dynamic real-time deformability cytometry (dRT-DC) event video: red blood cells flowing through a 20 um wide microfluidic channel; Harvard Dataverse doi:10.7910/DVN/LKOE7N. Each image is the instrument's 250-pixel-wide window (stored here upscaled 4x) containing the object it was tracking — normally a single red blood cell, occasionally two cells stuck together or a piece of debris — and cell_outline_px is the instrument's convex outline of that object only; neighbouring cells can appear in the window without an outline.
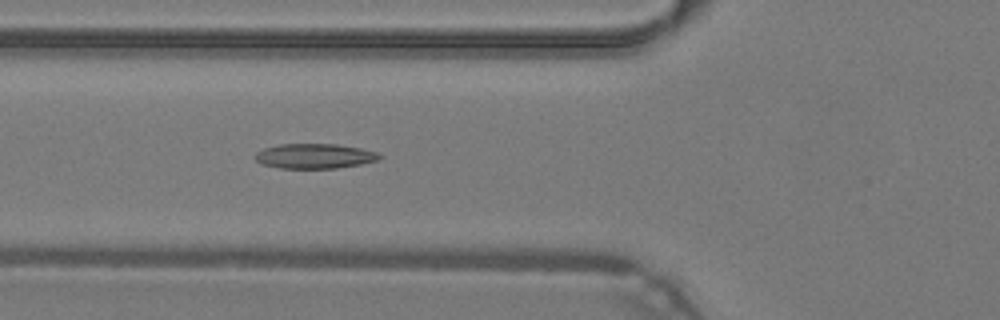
{"species": "common noctule bat (a hibernating species)", "species_latin": "Nyctalus noctula", "temperature_condition": "warm", "stored_images_in_passage": 38, "camera_frame_rate_fps": 3000, "um_per_image_px": 0.085, "animal": {"sex": "male", "body_mass_g": 19.2, "forearm_length_mm": 51.8}, "frame": {"image": 1, "passage_image": 8, "time_ms": 2.333, "image_size_px": [1000, 320], "cell_outline_px": [[384, 156], [380, 160], [360, 164], [336, 168], [280, 168], [264, 164], [256, 160], [256, 152], [264, 148], [280, 144], [336, 144], [360, 148], [376, 152]], "centroid_in_image_um": [26.78, 13.26], "position_along_channel_um": 99.0, "area_um2": 17.92}}
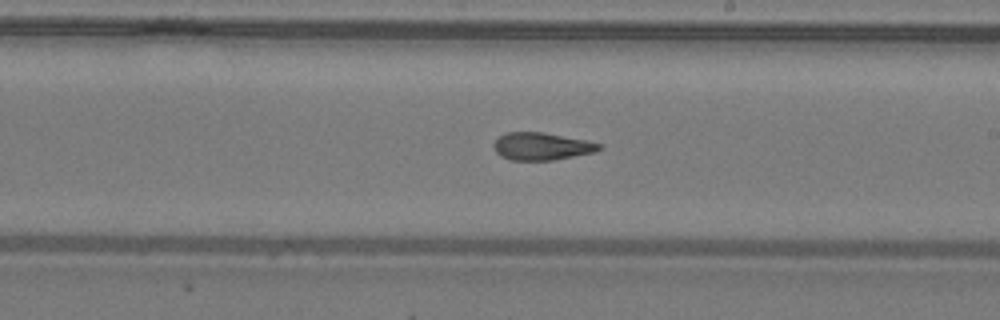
{"frame": {"image": 2, "passage_image": 18, "time_ms": 5.667, "image_size_px": [1000, 320], "cell_outline_px": [[604, 148], [596, 152], [552, 160], [512, 160], [500, 156], [496, 152], [492, 144], [500, 136], [508, 132], [540, 132], [584, 140], [604, 144]], "centroid_in_image_um": [46.06, 12.44], "position_along_channel_um": 242.9, "area_um2": 16.82}}
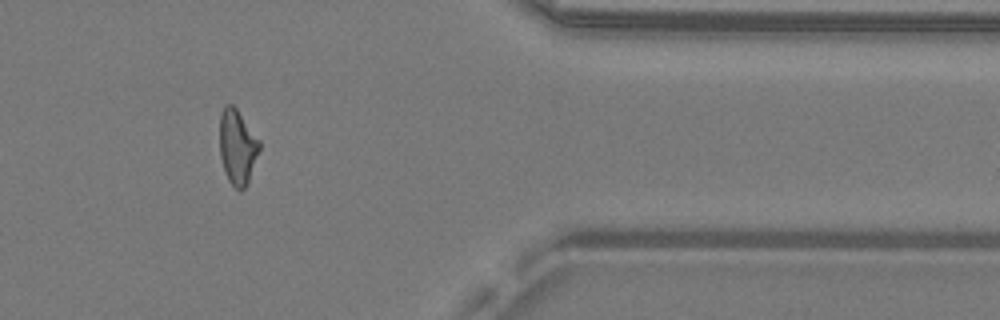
{"frame": {"image": 3, "passage_image": 30, "time_ms": 9.667, "image_size_px": [1000, 320], "cell_outline_px": [[260, 148], [248, 180], [244, 188], [240, 192], [228, 180], [224, 172], [220, 156], [220, 112], [224, 104], [232, 104], [236, 108], [260, 140]], "centroid_in_image_um": [20.16, 12.46], "position_along_channel_um": 391.2, "area_um2": 17.28}, "authors_computed_cell_mechanics": {"area_um2": 17.5423, "velocity_mm_per_s": 4.2952, "shape_relaxation_time_tau1_ms": null, "shape_relaxation_time_tau2_ms": 2.2798, "deformation_change_tau1": null, "deformation_change_tau2": 0.099}}